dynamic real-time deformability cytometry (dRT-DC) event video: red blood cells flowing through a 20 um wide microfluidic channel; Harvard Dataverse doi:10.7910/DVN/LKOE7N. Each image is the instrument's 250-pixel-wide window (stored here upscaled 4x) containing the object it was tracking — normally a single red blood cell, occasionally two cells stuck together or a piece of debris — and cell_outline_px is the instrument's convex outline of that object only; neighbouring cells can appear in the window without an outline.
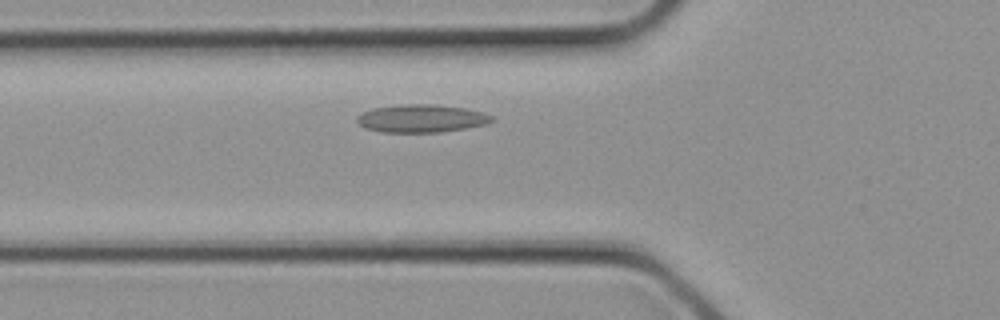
{"species": "common noctule bat (a hibernating species)", "species_latin": "Nyctalus noctula", "temperature_condition": "cold", "stored_images_in_passage": 3, "segment_of_instrument_passage": [1, 2], "camera_frame_rate_fps": 3000, "um_per_image_px": 0.085, "animal": {"sex": "female", "body_mass_g": 21.9}, "frame": {"image": 1, "passage_image": 2, "time_ms": 0.333, "image_size_px": [1000, 320], "cell_outline_px": [[496, 120], [484, 124], [464, 128], [440, 132], [384, 132], [364, 128], [356, 120], [356, 116], [372, 108], [404, 104], [436, 104], [464, 108], [484, 112], [492, 116]], "centroid_in_image_um": [35.82, 10.06], "position_along_channel_um": 90.0, "area_um2": 21.85}}